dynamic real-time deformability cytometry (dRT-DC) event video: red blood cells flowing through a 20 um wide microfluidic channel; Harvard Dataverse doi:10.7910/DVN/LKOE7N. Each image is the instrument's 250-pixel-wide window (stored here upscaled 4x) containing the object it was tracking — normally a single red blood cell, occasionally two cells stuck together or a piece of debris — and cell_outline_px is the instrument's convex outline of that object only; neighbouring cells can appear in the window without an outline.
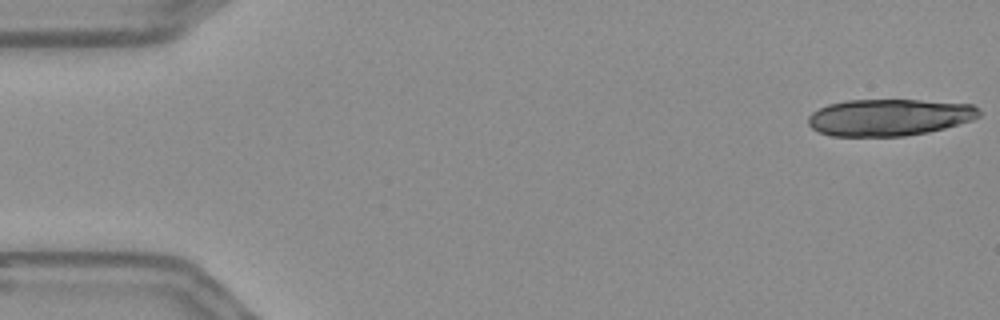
{"species": "Egyptian fruit bat (a non-hibernating species)", "species_latin": "Rousettus aegyptiacus", "temperature_condition": "warm", "stored_images_in_passage": 18, "camera_frame_rate_fps": 3000, "um_per_image_px": 0.085, "frame": {"image": 1, "passage_image": 1, "time_ms": 0.0, "image_size_px": [1000, 320], "cell_outline_px": [[980, 116], [972, 120], [944, 128], [928, 132], [904, 136], [832, 136], [820, 132], [812, 128], [808, 124], [808, 116], [812, 112], [828, 104], [848, 100], [920, 100], [972, 104], [980, 108]], "centroid_in_image_um": [75.59, 9.97], "position_along_channel_um": 9.4, "area_um2": 36.7}}